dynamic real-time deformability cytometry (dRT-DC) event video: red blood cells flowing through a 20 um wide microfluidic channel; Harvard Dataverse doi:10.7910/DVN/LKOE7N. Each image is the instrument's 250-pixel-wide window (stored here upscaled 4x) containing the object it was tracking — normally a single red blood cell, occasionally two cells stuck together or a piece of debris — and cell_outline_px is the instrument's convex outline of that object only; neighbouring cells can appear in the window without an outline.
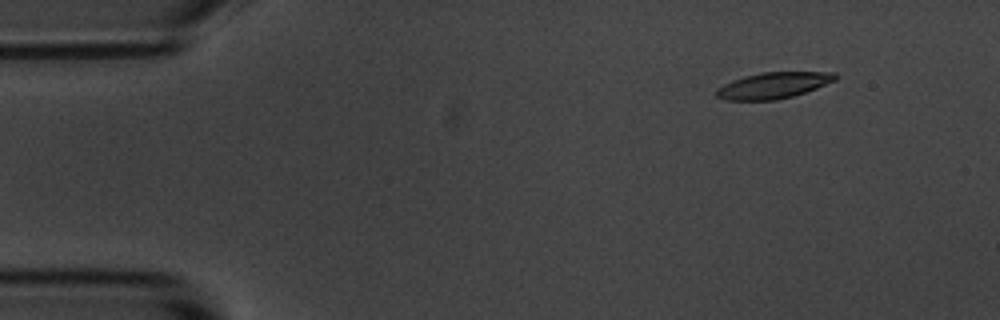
{"species": "common noctule bat (a hibernating species)", "species_latin": "Nyctalus noctula", "temperature_condition": "room temperature", "stored_images_in_passage": 5, "camera_frame_rate_fps": 3000, "um_per_image_px": 0.085, "animal": {"sex": "male", "body_mass_g": 20.1, "forearm_length_mm": 53.5}, "frame": {"image": 1, "passage_image": 2, "time_ms": 1.0, "image_size_px": [1000, 320], "cell_outline_px": [[840, 76], [836, 80], [816, 88], [792, 96], [776, 100], [728, 100], [716, 96], [716, 88], [732, 80], [744, 76], [760, 72], [836, 72]], "centroid_in_image_um": [65.75, 7.25], "position_along_channel_um": 19.3, "area_um2": 18.15}}
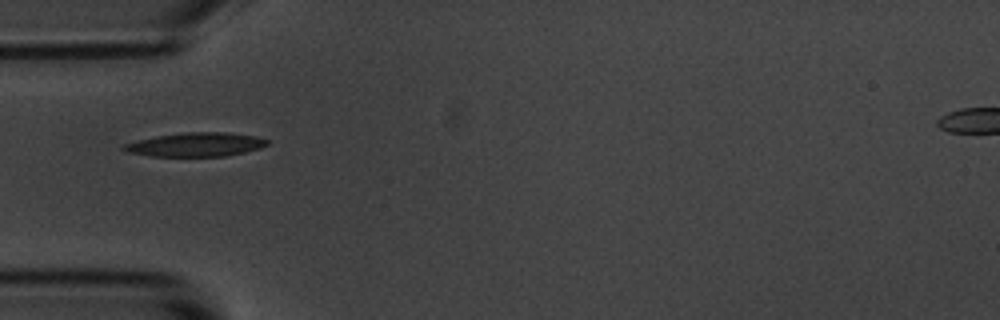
{"frame": {"image": 2, "passage_image": 5, "time_ms": 4.667, "image_size_px": [1000, 320], "cell_outline_px": [[268, 144], [260, 148], [244, 152], [224, 156], [152, 156], [128, 152], [120, 148], [124, 144], [156, 136], [184, 132], [224, 132], [256, 136], [268, 140]], "centroid_in_image_um": [16.65, 12.28], "position_along_channel_um": 68.4, "area_um2": 19.77}}